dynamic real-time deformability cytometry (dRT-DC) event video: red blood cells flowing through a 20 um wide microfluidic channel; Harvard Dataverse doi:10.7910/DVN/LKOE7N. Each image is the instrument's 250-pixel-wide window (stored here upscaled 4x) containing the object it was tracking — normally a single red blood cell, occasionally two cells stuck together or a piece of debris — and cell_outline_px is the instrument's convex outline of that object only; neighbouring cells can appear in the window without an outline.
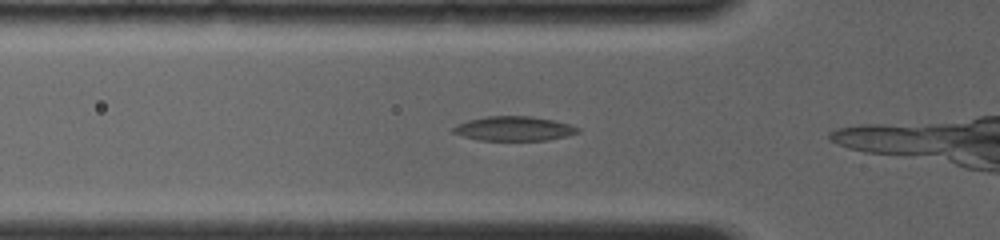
{"species": "common noctule bat (a hibernating species)", "species_latin": "Nyctalus noctula", "temperature_condition": "room temperature", "stored_images_in_passage": 6, "camera_frame_rate_fps": 4000, "um_per_image_px": 0.085, "animal": {"sex": "female", "body_mass_g": 19.0, "forearm_length_mm": 56.7}, "frame": {"image": 1, "passage_image": 3, "time_ms": 0.75, "image_size_px": [1000, 240], "cell_outline_px": [[580, 132], [568, 136], [548, 140], [476, 140], [452, 132], [452, 128], [456, 124], [468, 120], [488, 116], [528, 116], [552, 120], [568, 124], [580, 128]], "centroid_in_image_um": [43.68, 10.93], "position_along_channel_um": 82.1, "area_um2": 17.69}}
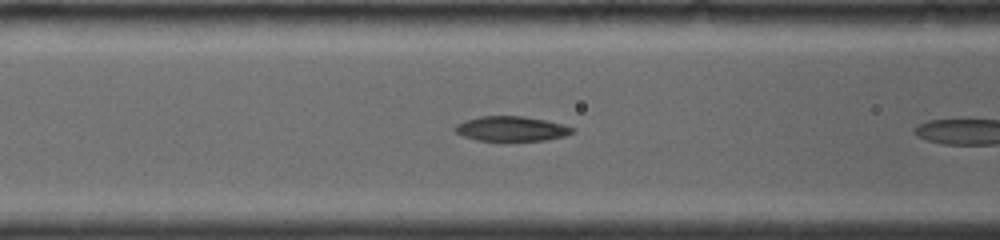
{"frame": {"image": 2, "passage_image": 5, "time_ms": 1.75, "image_size_px": [1000, 240], "cell_outline_px": [[576, 132], [564, 136], [544, 140], [476, 140], [464, 136], [456, 132], [452, 128], [456, 124], [464, 120], [480, 116], [524, 116], [564, 124], [576, 128]], "centroid_in_image_um": [43.48, 10.93], "position_along_channel_um": 123.1, "area_um2": 16.99}}